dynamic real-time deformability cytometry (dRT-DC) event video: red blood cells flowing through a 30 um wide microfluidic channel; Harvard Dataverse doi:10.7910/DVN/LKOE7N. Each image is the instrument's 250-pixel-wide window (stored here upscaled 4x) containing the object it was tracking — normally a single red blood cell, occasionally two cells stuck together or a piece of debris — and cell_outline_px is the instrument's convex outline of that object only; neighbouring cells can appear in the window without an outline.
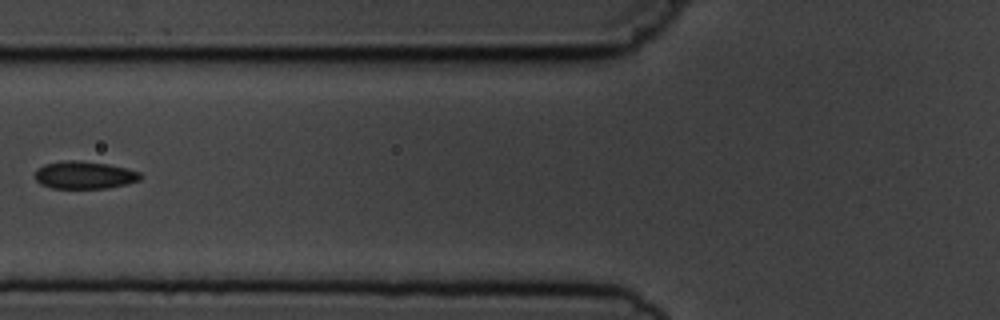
{"species": "common noctule bat (a hibernating species)", "species_latin": "Nyctalus noctula", "temperature_condition": "cold", "stored_images_in_passage": 6, "camera_frame_rate_fps": 3000, "um_per_image_px": 0.085, "animal": {"sex": "male", "body_mass_g": 19.5, "forearm_length_mm": 54.6}, "frame": {"image": 1, "passage_image": 5, "time_ms": 4.667, "image_size_px": [1000, 320], "cell_outline_px": [[140, 180], [128, 184], [108, 188], [52, 188], [40, 184], [36, 180], [36, 168], [44, 164], [64, 160], [80, 160], [108, 164], [140, 172]], "centroid_in_image_um": [7.15, 14.88], "position_along_channel_um": 118.6, "area_um2": 16.99}}
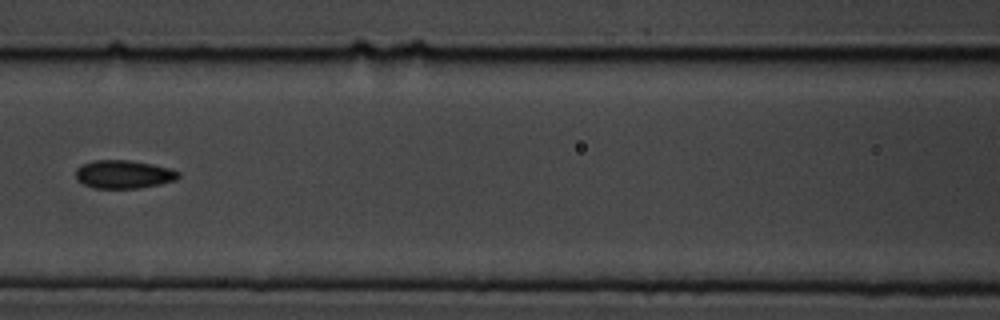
{"frame": {"image": 2, "passage_image": 6, "time_ms": 5.667, "image_size_px": [1000, 320], "cell_outline_px": [[180, 176], [176, 180], [160, 184], [140, 188], [92, 188], [76, 180], [76, 168], [80, 164], [92, 160], [128, 160], [152, 164], [168, 168], [180, 172]], "centroid_in_image_um": [10.48, 14.81], "position_along_channel_um": 156.1, "area_um2": 17.05}}